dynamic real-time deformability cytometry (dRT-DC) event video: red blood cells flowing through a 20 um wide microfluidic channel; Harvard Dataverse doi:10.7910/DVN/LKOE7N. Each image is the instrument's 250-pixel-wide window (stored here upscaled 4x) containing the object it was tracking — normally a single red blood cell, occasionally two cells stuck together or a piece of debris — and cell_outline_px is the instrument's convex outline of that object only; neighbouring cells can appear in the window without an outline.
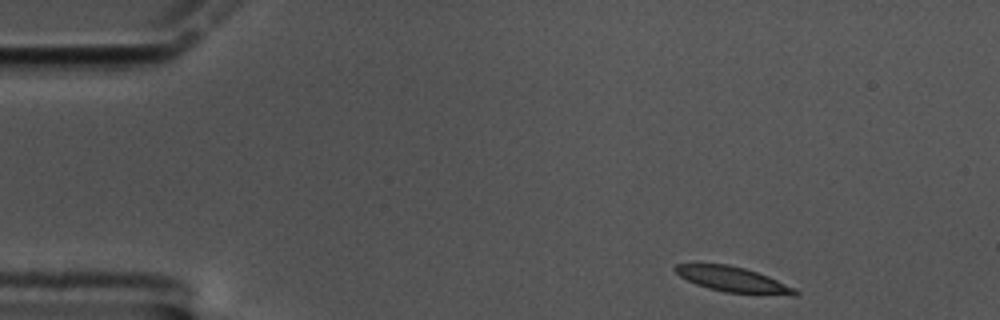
{"species": "common noctule bat (a hibernating species)", "species_latin": "Nyctalus noctula", "temperature_condition": "cold", "stored_images_in_passage": 54, "camera_frame_rate_fps": 3000, "um_per_image_px": 0.085, "animal": {"sex": "male", "body_mass_g": 17.5, "forearm_length_mm": 52.3}, "frame": {"image": 1, "passage_image": 1, "time_ms": 0.0, "image_size_px": [1000, 320], "cell_outline_px": [[800, 292], [796, 296], [792, 296], [724, 292], [708, 288], [696, 284], [680, 276], [672, 268], [676, 264], [728, 264], [744, 268], [768, 276]], "centroid_in_image_um": [62.29, 23.76], "position_along_channel_um": 22.7, "area_um2": 17.46}}
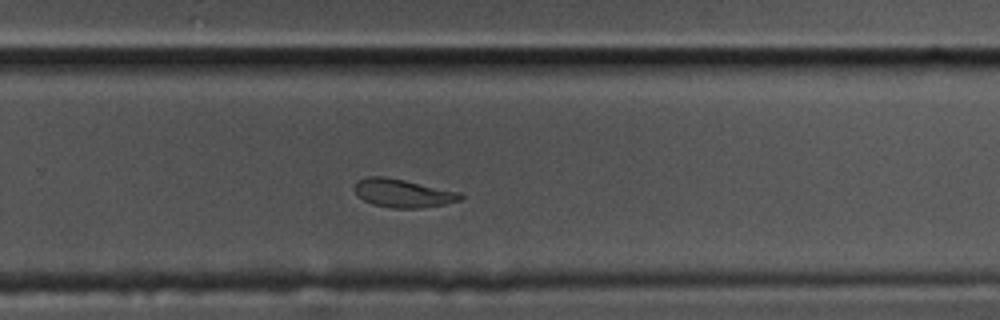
{"frame": {"image": 2, "passage_image": 33, "time_ms": 10.667, "image_size_px": [1000, 320], "cell_outline_px": [[464, 196], [460, 200], [444, 204], [420, 208], [392, 208], [372, 204], [356, 196], [352, 188], [360, 180], [368, 176], [384, 176], [404, 180], [460, 192]], "centroid_in_image_um": [34.21, 16.42], "position_along_channel_um": 295.6, "area_um2": 17.46}}
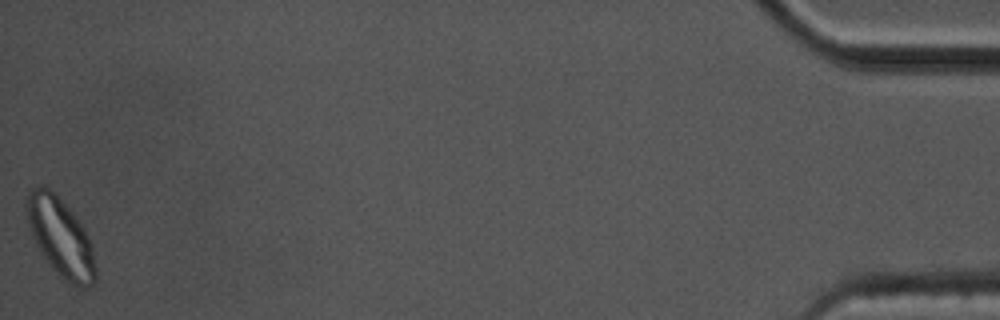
{"frame": {"image": 3, "passage_image": 54, "time_ms": 17.667, "image_size_px": [1000, 320], "cell_outline_px": [[96, 280], [92, 284], [84, 288], [68, 280], [52, 268], [36, 244], [32, 236], [24, 212], [24, 208], [28, 192], [32, 188], [40, 184], [44, 184], [76, 216], [84, 228], [92, 244], [96, 268]], "centroid_in_image_um": [5.12, 20.11], "position_along_channel_um": 430.1, "area_um2": 31.21}, "authors_computed_cell_mechanics": {"area_um2": 18.3804, "velocity_mm_per_s": 3.2931, "shape_relaxation_time_tau1_ms": 8.8229, "shape_relaxation_time_tau2_ms": 6.2268, "deformation_change_tau1": 0.1922, "deformation_change_tau2": 0.1148}}